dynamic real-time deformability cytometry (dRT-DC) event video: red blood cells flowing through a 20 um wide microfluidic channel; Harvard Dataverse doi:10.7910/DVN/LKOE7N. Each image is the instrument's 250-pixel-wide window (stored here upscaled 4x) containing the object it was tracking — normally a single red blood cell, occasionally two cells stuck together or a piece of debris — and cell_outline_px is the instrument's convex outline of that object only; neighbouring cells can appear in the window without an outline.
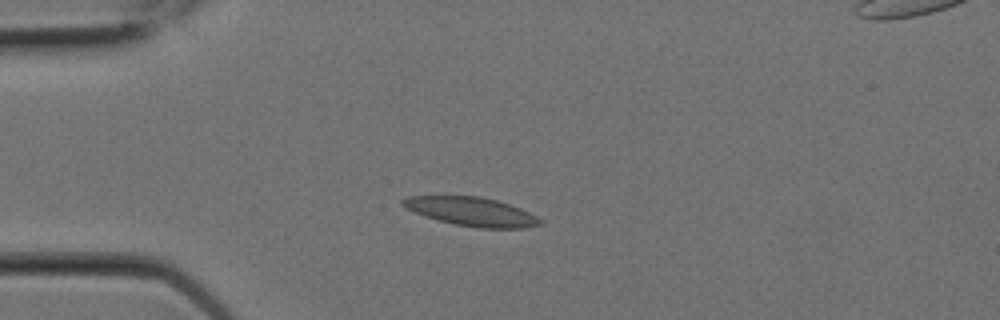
{"species": "Egyptian fruit bat (a non-hibernating species)", "species_latin": "Rousettus aegyptiacus", "temperature_condition": "room temperature", "stored_images_in_passage": 4, "camera_frame_rate_fps": 3000, "um_per_image_px": 0.085, "animal": {"sex": "female"}, "frame": {"image": 1, "passage_image": 2, "time_ms": 0.333, "image_size_px": [1000, 320], "cell_outline_px": [[544, 220], [540, 224], [524, 228], [480, 228], [456, 224], [440, 220], [416, 212], [400, 204], [400, 200], [408, 196], [480, 196], [496, 200], [520, 208]], "centroid_in_image_um": [40.11, 17.98], "position_along_channel_um": 44.9, "area_um2": 22.6}}
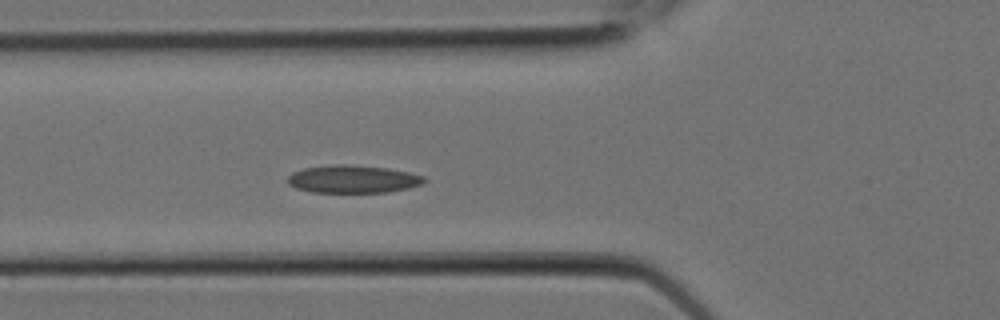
{"frame": {"image": 2, "passage_image": 4, "time_ms": 1.0, "image_size_px": [1000, 320], "cell_outline_px": [[428, 180], [424, 184], [408, 188], [388, 192], [312, 192], [296, 188], [288, 184], [288, 176], [292, 172], [304, 168], [332, 164], [344, 164], [388, 168], [408, 172], [424, 176]], "centroid_in_image_um": [30.02, 15.22], "position_along_channel_um": 95.8, "area_um2": 22.2}}